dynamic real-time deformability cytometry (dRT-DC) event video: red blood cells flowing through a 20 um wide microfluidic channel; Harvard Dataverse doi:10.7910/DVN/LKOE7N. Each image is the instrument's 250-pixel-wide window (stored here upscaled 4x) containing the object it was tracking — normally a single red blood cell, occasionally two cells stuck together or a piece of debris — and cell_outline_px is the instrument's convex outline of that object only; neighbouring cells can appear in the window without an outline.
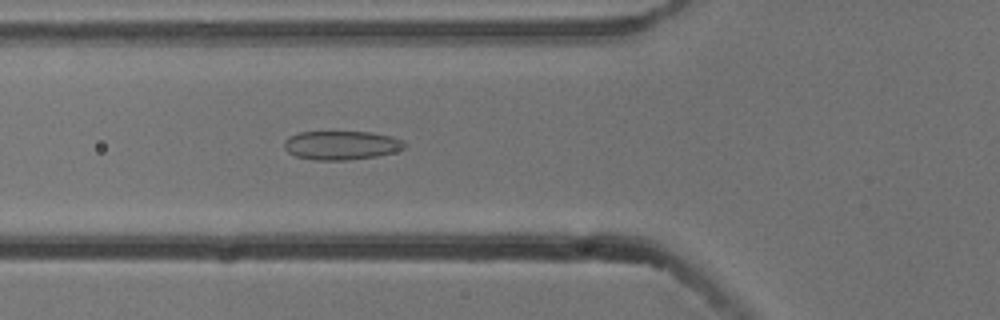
{"species": "common noctule bat (a hibernating species)", "species_latin": "Nyctalus noctula", "temperature_condition": "cold", "stored_images_in_passage": 5, "camera_frame_rate_fps": 3000, "um_per_image_px": 0.085, "animal": {"sex": "male", "body_mass_g": 13.3}, "frame": {"image": 1, "passage_image": 5, "time_ms": 1.333, "image_size_px": [1000, 320], "cell_outline_px": [[404, 148], [392, 152], [376, 156], [344, 160], [312, 160], [296, 156], [288, 152], [284, 148], [284, 140], [288, 136], [300, 132], [332, 128], [372, 132], [392, 136], [404, 140]], "centroid_in_image_um": [28.95, 12.28], "position_along_channel_um": 96.8, "area_um2": 21.27}}